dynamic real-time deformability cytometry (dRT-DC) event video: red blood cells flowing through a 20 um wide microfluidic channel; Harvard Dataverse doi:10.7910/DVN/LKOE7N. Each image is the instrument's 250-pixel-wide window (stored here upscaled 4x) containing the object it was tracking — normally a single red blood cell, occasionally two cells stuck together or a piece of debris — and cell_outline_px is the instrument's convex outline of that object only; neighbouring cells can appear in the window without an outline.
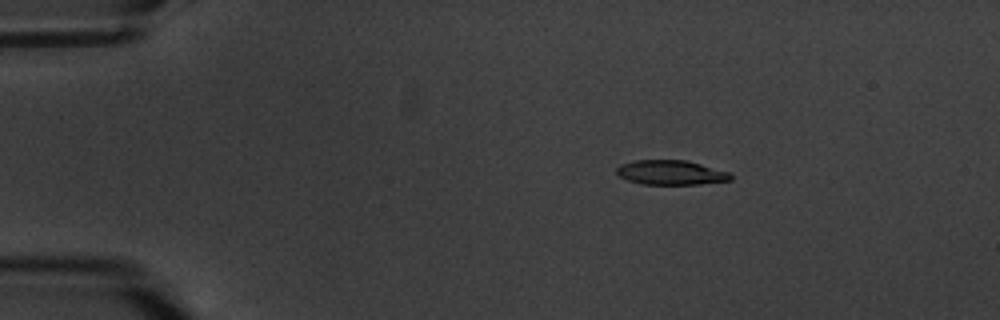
{"species": "common noctule bat (a hibernating species)", "species_latin": "Nyctalus noctula", "temperature_condition": "warm", "stored_images_in_passage": 4, "camera_frame_rate_fps": 3000, "um_per_image_px": 0.085, "animal": {"sex": "male", "body_mass_g": 20.1, "forearm_length_mm": 53.5}, "frame": {"image": 1, "passage_image": 1, "time_ms": 0.0, "image_size_px": [1000, 320], "cell_outline_px": [[732, 180], [700, 184], [640, 184], [628, 180], [620, 176], [616, 172], [616, 168], [620, 164], [636, 160], [684, 160], [700, 164], [728, 172], [732, 176]], "centroid_in_image_um": [57.0, 14.67], "position_along_channel_um": 28.0, "area_um2": 16.18}}